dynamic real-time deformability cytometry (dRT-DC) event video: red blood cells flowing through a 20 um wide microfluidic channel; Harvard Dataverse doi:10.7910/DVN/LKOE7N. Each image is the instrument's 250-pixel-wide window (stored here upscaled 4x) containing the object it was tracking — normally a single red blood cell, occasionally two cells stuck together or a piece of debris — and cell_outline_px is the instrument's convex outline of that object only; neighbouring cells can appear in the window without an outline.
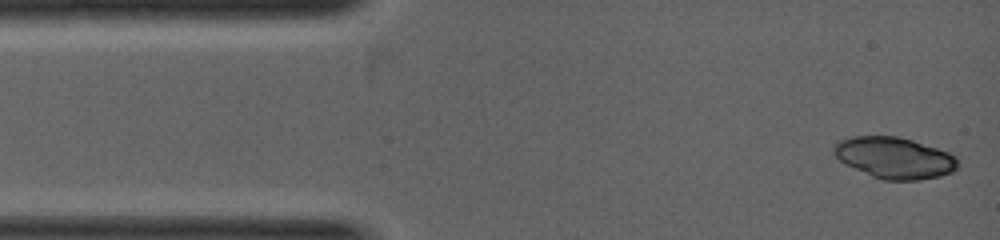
{"species": "common noctule bat (a hibernating species)", "species_latin": "Nyctalus noctula", "temperature_condition": "warm", "stored_images_in_passage": 6, "camera_frame_rate_fps": 5000, "um_per_image_px": 0.085, "animal": {"sex": "female", "body_mass_g": 19.0, "forearm_length_mm": 53.3}, "frame": {"image": 1, "passage_image": 1, "time_ms": 0.0, "image_size_px": [1000, 240], "cell_outline_px": [[956, 168], [952, 172], [940, 176], [920, 180], [884, 180], [872, 176], [844, 164], [832, 152], [832, 148], [840, 140], [852, 136], [896, 136], [912, 140], [948, 152], [956, 156]], "centroid_in_image_um": [76.0, 13.42], "position_along_channel_um": 9.0, "area_um2": 29.71}}